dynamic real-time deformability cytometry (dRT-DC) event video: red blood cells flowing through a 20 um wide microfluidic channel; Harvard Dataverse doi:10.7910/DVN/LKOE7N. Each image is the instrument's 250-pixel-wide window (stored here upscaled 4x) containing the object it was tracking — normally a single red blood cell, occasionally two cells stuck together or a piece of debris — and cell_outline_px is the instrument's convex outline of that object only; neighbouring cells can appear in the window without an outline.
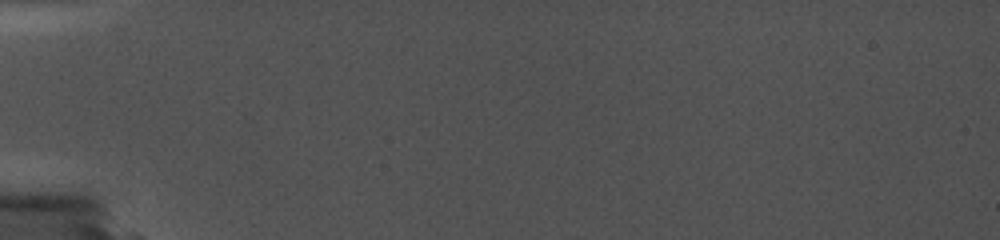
{"species": "common noctule bat (a hibernating species)", "species_latin": "Nyctalus noctula", "temperature_condition": "cold", "stored_images_in_passage": 2, "camera_frame_rate_fps": 5000, "um_per_image_px": 0.085, "animal": {"sex": "female", "body_mass_g": 19.0, "forearm_length_mm": 56.7}, "frame": {"image": 1, "passage_image": 1, "time_ms": 0.0, "image_size_px": [1000, 240], "cell_outline_px": [[688, 132], [684, 136], [636, 140], [548, 136], [516, 132], [516, 128], [552, 124], [648, 128]], "centroid_in_image_um": [50.98, 11.22], "position_along_channel_um": 34.0, "area_um2": 12.72}}